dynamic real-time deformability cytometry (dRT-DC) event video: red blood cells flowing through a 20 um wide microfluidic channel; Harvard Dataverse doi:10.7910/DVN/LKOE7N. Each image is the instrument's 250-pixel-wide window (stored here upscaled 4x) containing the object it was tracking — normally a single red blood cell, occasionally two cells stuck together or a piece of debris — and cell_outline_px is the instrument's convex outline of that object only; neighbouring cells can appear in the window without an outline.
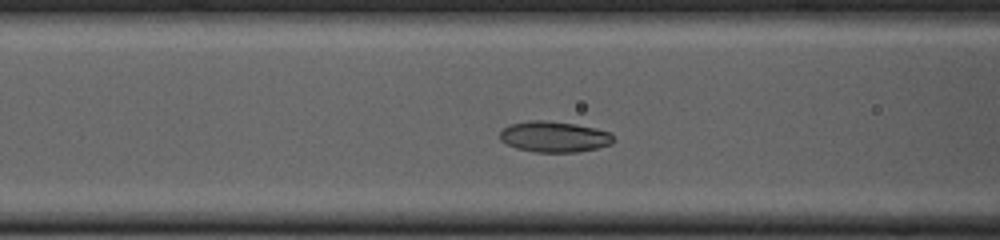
{"species": "common noctule bat (a hibernating species)", "species_latin": "Nyctalus noctula", "temperature_condition": "cold", "stored_images_in_passage": 43, "camera_frame_rate_fps": 3000, "um_per_image_px": 0.085, "animal": {"sex": "female", "body_mass_g": 23.0, "forearm_length_mm": 53.4}, "frame": {"image": 1, "passage_image": 14, "time_ms": 4.333, "image_size_px": [1000, 240], "cell_outline_px": [[616, 140], [612, 144], [596, 148], [576, 152], [536, 152], [516, 148], [500, 140], [500, 132], [508, 124], [528, 120], [544, 120], [576, 124], [596, 128], [612, 132]], "centroid_in_image_um": [47.14, 11.61], "position_along_channel_um": 119.5, "area_um2": 20.63}}
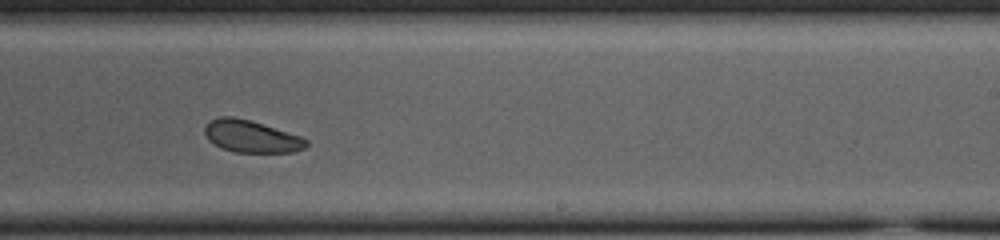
{"frame": {"image": 2, "passage_image": 26, "time_ms": 8.333, "image_size_px": [1000, 240], "cell_outline_px": [[308, 144], [304, 148], [292, 152], [236, 152], [220, 148], [208, 140], [204, 132], [204, 128], [212, 120], [220, 116], [232, 116], [248, 120], [300, 136], [308, 140]], "centroid_in_image_um": [21.33, 11.61], "position_along_channel_um": 267.7, "area_um2": 18.73}}
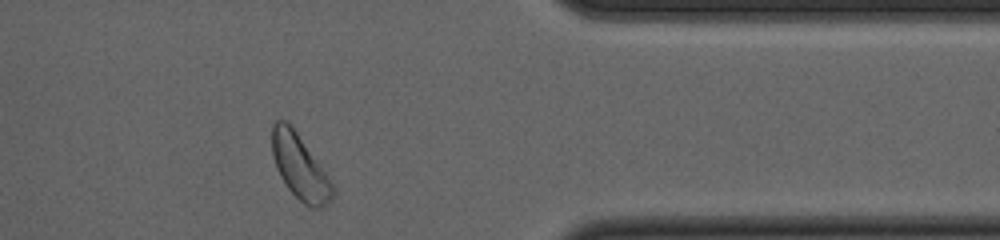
{"frame": {"image": 3, "passage_image": 37, "time_ms": 12.0, "image_size_px": [1000, 240], "cell_outline_px": [[336, 188], [332, 200], [324, 208], [312, 208], [304, 204], [288, 188], [280, 176], [276, 168], [272, 156], [272, 124], [276, 120], [284, 120], [296, 132]], "centroid_in_image_um": [25.49, 14.25], "position_along_channel_um": 385.9, "area_um2": 22.54}, "authors_computed_cell_mechanics": {"area_um2": 20.1144, "velocity_mm_per_s": 3.7147, "shape_relaxation_time_tau1_ms": 2.8609, "shape_relaxation_time_tau2_ms": null, "deformation_change_tau1": 0.0821, "deformation_change_tau2": null}}